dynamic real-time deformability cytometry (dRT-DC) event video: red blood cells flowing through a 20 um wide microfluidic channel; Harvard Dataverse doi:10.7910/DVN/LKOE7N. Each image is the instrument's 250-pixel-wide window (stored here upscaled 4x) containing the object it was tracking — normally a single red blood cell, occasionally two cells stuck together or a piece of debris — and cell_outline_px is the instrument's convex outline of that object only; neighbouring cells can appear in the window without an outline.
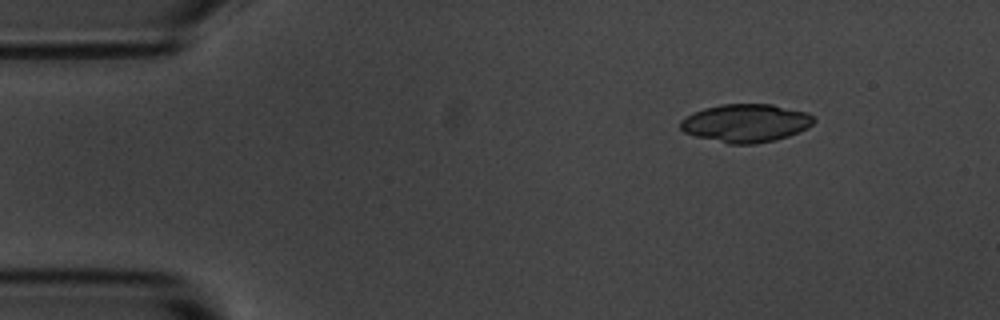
{"species": "common noctule bat (a hibernating species)", "species_latin": "Nyctalus noctula", "temperature_condition": "room temperature", "stored_images_in_passage": 5, "segment_of_instrument_passage": [1, 2], "camera_frame_rate_fps": 3000, "um_per_image_px": 0.085, "animal": {"sex": "male", "body_mass_g": 20.1, "forearm_length_mm": 53.5}, "frame": {"image": 1, "passage_image": 2, "time_ms": 1.0, "image_size_px": [1000, 320], "cell_outline_px": [[816, 120], [808, 128], [788, 136], [756, 144], [728, 144], [696, 136], [684, 132], [680, 128], [680, 120], [704, 108], [720, 104], [772, 104], [808, 112]], "centroid_in_image_um": [63.41, 10.46], "position_along_channel_um": 21.6, "area_um2": 29.59}}